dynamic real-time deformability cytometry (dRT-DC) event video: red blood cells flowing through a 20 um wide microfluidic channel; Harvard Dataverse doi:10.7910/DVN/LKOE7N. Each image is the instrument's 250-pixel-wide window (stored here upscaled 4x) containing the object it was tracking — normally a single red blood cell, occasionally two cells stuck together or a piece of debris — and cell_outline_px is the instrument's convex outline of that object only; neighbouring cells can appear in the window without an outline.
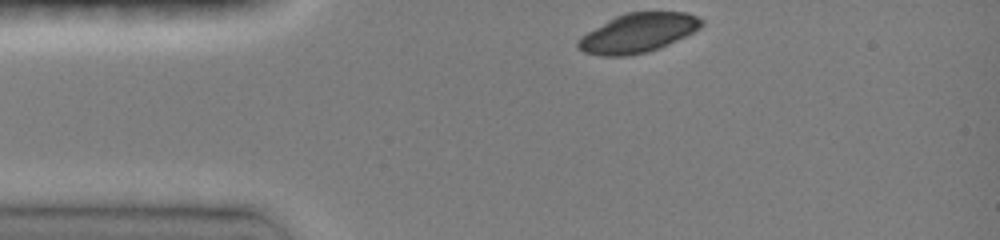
{"species": "common noctule bat (a hibernating species)", "species_latin": "Nyctalus noctula", "temperature_condition": "room temperature", "stored_images_in_passage": 5, "camera_frame_rate_fps": 3000, "um_per_image_px": 0.085, "animal": {"sex": "female", "body_mass_g": 19.0, "forearm_length_mm": 51.5}, "frame": {"image": 1, "passage_image": 1, "time_ms": 0.0, "image_size_px": [1000, 240], "cell_outline_px": [[704, 24], [700, 28], [660, 48], [648, 52], [628, 56], [600, 56], [584, 52], [576, 44], [576, 40], [580, 36], [608, 20], [624, 12], [684, 12], [696, 16], [704, 20]], "centroid_in_image_um": [54.21, 2.8], "position_along_channel_um": 30.8, "area_um2": 28.15}}